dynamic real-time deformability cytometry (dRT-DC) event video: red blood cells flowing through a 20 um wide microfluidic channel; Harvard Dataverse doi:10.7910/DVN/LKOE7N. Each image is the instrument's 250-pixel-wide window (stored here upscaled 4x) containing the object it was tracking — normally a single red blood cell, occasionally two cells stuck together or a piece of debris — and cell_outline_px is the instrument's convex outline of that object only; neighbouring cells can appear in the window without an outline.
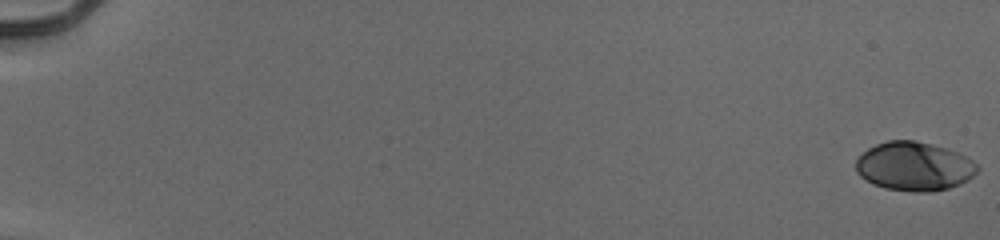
{"species": "human", "species_latin": "Homo sapiens", "temperature_condition": "cold", "stored_images_in_passage": 53, "camera_frame_rate_fps": 3000, "um_per_image_px": 0.085, "donor": {"sex": "male"}, "frame": {"image": 1, "passage_image": 1, "time_ms": 0.0, "image_size_px": [1000, 240], "cell_outline_px": [[980, 168], [968, 180], [960, 184], [948, 188], [932, 192], [912, 192], [884, 188], [872, 184], [860, 176], [856, 172], [856, 160], [868, 148], [876, 144], [888, 140], [916, 140], [932, 144], [956, 152], [972, 160]], "centroid_in_image_um": [77.69, 14.15], "position_along_channel_um": 7.3, "area_um2": 34.62}}
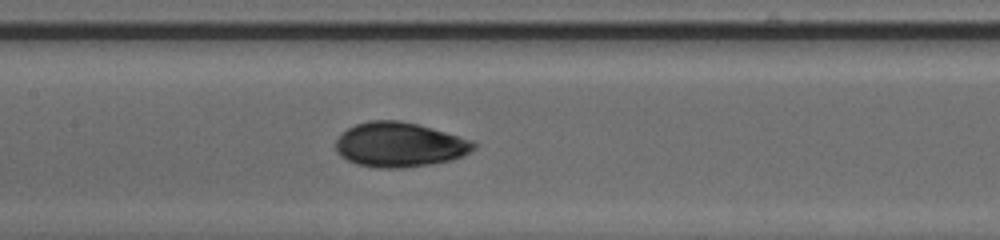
{"frame": {"image": 2, "passage_image": 30, "time_ms": 9.667, "image_size_px": [1000, 240], "cell_outline_px": [[476, 148], [464, 156], [452, 160], [428, 164], [400, 168], [376, 168], [356, 164], [340, 156], [336, 152], [336, 140], [348, 128], [356, 124], [368, 120], [400, 120], [420, 124], [472, 140], [476, 144]], "centroid_in_image_um": [33.97, 12.29], "position_along_channel_um": 173.4, "area_um2": 36.07}}
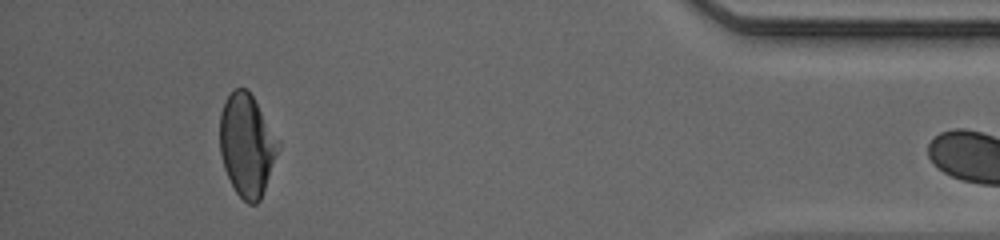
{"frame": {"image": 3, "passage_image": 52, "time_ms": 17.0, "image_size_px": [1000, 240], "cell_outline_px": [[280, 144], [260, 200], [256, 204], [248, 204], [236, 192], [224, 168], [220, 152], [220, 112], [224, 100], [236, 88], [244, 88], [252, 96], [280, 140]], "centroid_in_image_um": [20.97, 12.32], "position_along_channel_um": 414.2, "area_um2": 34.39}}